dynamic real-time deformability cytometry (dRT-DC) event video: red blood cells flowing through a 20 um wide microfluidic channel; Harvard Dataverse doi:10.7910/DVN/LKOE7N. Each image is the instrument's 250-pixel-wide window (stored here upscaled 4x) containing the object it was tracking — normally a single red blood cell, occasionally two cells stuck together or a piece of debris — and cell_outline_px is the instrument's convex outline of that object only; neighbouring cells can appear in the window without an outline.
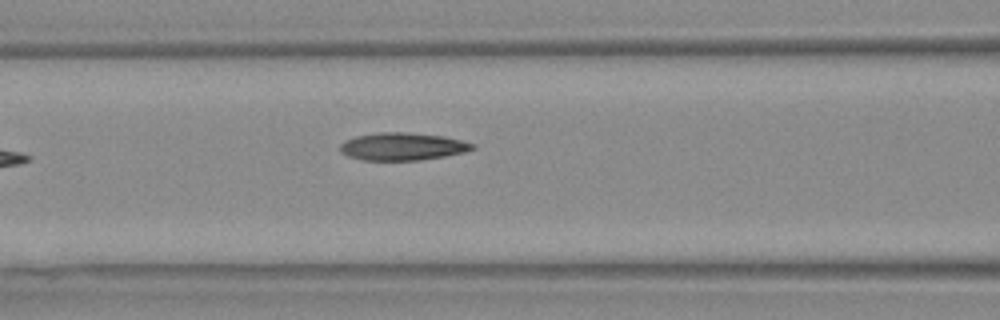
{"species": "Egyptian fruit bat (a non-hibernating species)", "species_latin": "Rousettus aegyptiacus", "temperature_condition": "warm", "stored_images_in_passage": 3, "camera_frame_rate_fps": 3000, "um_per_image_px": 0.085, "animal": {"sex": "female"}, "frame": {"image": 1, "passage_image": 3, "time_ms": 0.667, "image_size_px": [1000, 320], "cell_outline_px": [[476, 148], [464, 152], [444, 156], [416, 160], [364, 160], [348, 156], [340, 152], [340, 144], [344, 140], [356, 136], [380, 132], [404, 132], [444, 136], [476, 144]], "centroid_in_image_um": [34.2, 12.45], "position_along_channel_um": 132.4, "area_um2": 21.21}}